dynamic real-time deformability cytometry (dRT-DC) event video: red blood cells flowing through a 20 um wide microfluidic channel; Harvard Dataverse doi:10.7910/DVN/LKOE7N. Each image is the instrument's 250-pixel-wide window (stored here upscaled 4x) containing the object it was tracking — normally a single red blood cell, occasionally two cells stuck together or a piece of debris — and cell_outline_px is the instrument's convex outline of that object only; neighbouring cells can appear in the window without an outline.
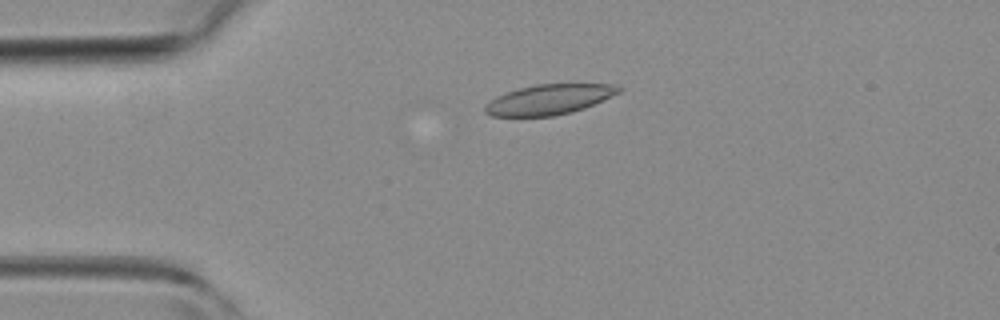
{"species": "common noctule bat (a hibernating species)", "species_latin": "Nyctalus noctula", "temperature_condition": "room temperature", "stored_images_in_passage": 3, "camera_frame_rate_fps": 3000, "um_per_image_px": 0.085, "animal": {"sex": "female", "body_mass_g": 19.3, "forearm_length_mm": 54.1}, "frame": {"image": 1, "passage_image": 2, "time_ms": 1.333, "image_size_px": [1000, 320], "cell_outline_px": [[624, 88], [620, 92], [584, 108], [572, 112], [552, 116], [492, 116], [484, 112], [484, 108], [496, 96], [520, 88], [536, 84], [612, 84]], "centroid_in_image_um": [46.69, 8.45], "position_along_channel_um": 38.3, "area_um2": 23.18}}